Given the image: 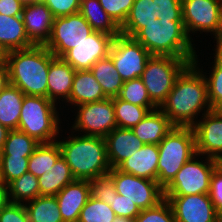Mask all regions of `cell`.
Masks as SVG:
<instances>
[{
  "mask_svg": "<svg viewBox=\"0 0 222 222\" xmlns=\"http://www.w3.org/2000/svg\"><path fill=\"white\" fill-rule=\"evenodd\" d=\"M197 54L177 76L166 101L159 108L175 126H193L198 113L212 108L208 100L205 74L197 66ZM196 116V118H195Z\"/></svg>",
  "mask_w": 222,
  "mask_h": 222,
  "instance_id": "obj_1",
  "label": "cell"
},
{
  "mask_svg": "<svg viewBox=\"0 0 222 222\" xmlns=\"http://www.w3.org/2000/svg\"><path fill=\"white\" fill-rule=\"evenodd\" d=\"M54 57L46 46L36 45L6 53L9 84L25 95L47 97V76Z\"/></svg>",
  "mask_w": 222,
  "mask_h": 222,
  "instance_id": "obj_2",
  "label": "cell"
},
{
  "mask_svg": "<svg viewBox=\"0 0 222 222\" xmlns=\"http://www.w3.org/2000/svg\"><path fill=\"white\" fill-rule=\"evenodd\" d=\"M58 141L61 155L75 179L91 180L111 170L103 137L82 135Z\"/></svg>",
  "mask_w": 222,
  "mask_h": 222,
  "instance_id": "obj_3",
  "label": "cell"
},
{
  "mask_svg": "<svg viewBox=\"0 0 222 222\" xmlns=\"http://www.w3.org/2000/svg\"><path fill=\"white\" fill-rule=\"evenodd\" d=\"M133 38L142 44L152 56H170L194 59L196 56L191 37L183 21L155 19L141 28Z\"/></svg>",
  "mask_w": 222,
  "mask_h": 222,
  "instance_id": "obj_4",
  "label": "cell"
},
{
  "mask_svg": "<svg viewBox=\"0 0 222 222\" xmlns=\"http://www.w3.org/2000/svg\"><path fill=\"white\" fill-rule=\"evenodd\" d=\"M157 182L165 189L181 167L196 154L195 132L191 126H174L158 144Z\"/></svg>",
  "mask_w": 222,
  "mask_h": 222,
  "instance_id": "obj_5",
  "label": "cell"
},
{
  "mask_svg": "<svg viewBox=\"0 0 222 222\" xmlns=\"http://www.w3.org/2000/svg\"><path fill=\"white\" fill-rule=\"evenodd\" d=\"M56 104L48 97L24 95L18 129L39 143L57 141L59 115Z\"/></svg>",
  "mask_w": 222,
  "mask_h": 222,
  "instance_id": "obj_6",
  "label": "cell"
},
{
  "mask_svg": "<svg viewBox=\"0 0 222 222\" xmlns=\"http://www.w3.org/2000/svg\"><path fill=\"white\" fill-rule=\"evenodd\" d=\"M194 59L170 56H151L140 77L148 91L152 103L160 108L172 90L177 76Z\"/></svg>",
  "mask_w": 222,
  "mask_h": 222,
  "instance_id": "obj_7",
  "label": "cell"
},
{
  "mask_svg": "<svg viewBox=\"0 0 222 222\" xmlns=\"http://www.w3.org/2000/svg\"><path fill=\"white\" fill-rule=\"evenodd\" d=\"M198 156L196 153L181 167L164 189V196L209 194L211 176L219 166V161L206 156L207 161L200 162L196 159Z\"/></svg>",
  "mask_w": 222,
  "mask_h": 222,
  "instance_id": "obj_8",
  "label": "cell"
},
{
  "mask_svg": "<svg viewBox=\"0 0 222 222\" xmlns=\"http://www.w3.org/2000/svg\"><path fill=\"white\" fill-rule=\"evenodd\" d=\"M109 174L113 177L117 194L123 195L140 209L157 206L165 199L164 189L157 181L137 177L111 168Z\"/></svg>",
  "mask_w": 222,
  "mask_h": 222,
  "instance_id": "obj_9",
  "label": "cell"
},
{
  "mask_svg": "<svg viewBox=\"0 0 222 222\" xmlns=\"http://www.w3.org/2000/svg\"><path fill=\"white\" fill-rule=\"evenodd\" d=\"M109 56L123 81L140 78L151 53L133 37L118 35Z\"/></svg>",
  "mask_w": 222,
  "mask_h": 222,
  "instance_id": "obj_10",
  "label": "cell"
},
{
  "mask_svg": "<svg viewBox=\"0 0 222 222\" xmlns=\"http://www.w3.org/2000/svg\"><path fill=\"white\" fill-rule=\"evenodd\" d=\"M94 30L78 12L56 17L49 41L45 45L55 57H63L71 48L81 43Z\"/></svg>",
  "mask_w": 222,
  "mask_h": 222,
  "instance_id": "obj_11",
  "label": "cell"
},
{
  "mask_svg": "<svg viewBox=\"0 0 222 222\" xmlns=\"http://www.w3.org/2000/svg\"><path fill=\"white\" fill-rule=\"evenodd\" d=\"M73 130H81L86 136L105 137L117 128L113 98L78 105Z\"/></svg>",
  "mask_w": 222,
  "mask_h": 222,
  "instance_id": "obj_12",
  "label": "cell"
},
{
  "mask_svg": "<svg viewBox=\"0 0 222 222\" xmlns=\"http://www.w3.org/2000/svg\"><path fill=\"white\" fill-rule=\"evenodd\" d=\"M114 38L109 34L93 31L62 58L76 71L90 70L98 60L109 56Z\"/></svg>",
  "mask_w": 222,
  "mask_h": 222,
  "instance_id": "obj_13",
  "label": "cell"
},
{
  "mask_svg": "<svg viewBox=\"0 0 222 222\" xmlns=\"http://www.w3.org/2000/svg\"><path fill=\"white\" fill-rule=\"evenodd\" d=\"M221 4L222 0H182L183 23L188 36L197 31L213 32L216 36Z\"/></svg>",
  "mask_w": 222,
  "mask_h": 222,
  "instance_id": "obj_14",
  "label": "cell"
},
{
  "mask_svg": "<svg viewBox=\"0 0 222 222\" xmlns=\"http://www.w3.org/2000/svg\"><path fill=\"white\" fill-rule=\"evenodd\" d=\"M203 118L192 126L196 153L219 161L222 158V109H205Z\"/></svg>",
  "mask_w": 222,
  "mask_h": 222,
  "instance_id": "obj_15",
  "label": "cell"
},
{
  "mask_svg": "<svg viewBox=\"0 0 222 222\" xmlns=\"http://www.w3.org/2000/svg\"><path fill=\"white\" fill-rule=\"evenodd\" d=\"M176 222H216V210L209 194L164 196Z\"/></svg>",
  "mask_w": 222,
  "mask_h": 222,
  "instance_id": "obj_16",
  "label": "cell"
},
{
  "mask_svg": "<svg viewBox=\"0 0 222 222\" xmlns=\"http://www.w3.org/2000/svg\"><path fill=\"white\" fill-rule=\"evenodd\" d=\"M21 17L30 42L36 46H45L50 39L55 19L50 9L42 1L25 5Z\"/></svg>",
  "mask_w": 222,
  "mask_h": 222,
  "instance_id": "obj_17",
  "label": "cell"
},
{
  "mask_svg": "<svg viewBox=\"0 0 222 222\" xmlns=\"http://www.w3.org/2000/svg\"><path fill=\"white\" fill-rule=\"evenodd\" d=\"M89 180L75 179L67 184L57 195V203L63 222L79 219L80 211L90 197Z\"/></svg>",
  "mask_w": 222,
  "mask_h": 222,
  "instance_id": "obj_18",
  "label": "cell"
},
{
  "mask_svg": "<svg viewBox=\"0 0 222 222\" xmlns=\"http://www.w3.org/2000/svg\"><path fill=\"white\" fill-rule=\"evenodd\" d=\"M107 158L111 168H117L124 160L137 152L144 143L132 129L115 128L105 137Z\"/></svg>",
  "mask_w": 222,
  "mask_h": 222,
  "instance_id": "obj_19",
  "label": "cell"
},
{
  "mask_svg": "<svg viewBox=\"0 0 222 222\" xmlns=\"http://www.w3.org/2000/svg\"><path fill=\"white\" fill-rule=\"evenodd\" d=\"M159 149L156 144H144L117 169L121 172L157 181Z\"/></svg>",
  "mask_w": 222,
  "mask_h": 222,
  "instance_id": "obj_20",
  "label": "cell"
},
{
  "mask_svg": "<svg viewBox=\"0 0 222 222\" xmlns=\"http://www.w3.org/2000/svg\"><path fill=\"white\" fill-rule=\"evenodd\" d=\"M76 70L72 68L63 58L54 57L49 65L47 76V97L56 102L61 97L69 100L73 77Z\"/></svg>",
  "mask_w": 222,
  "mask_h": 222,
  "instance_id": "obj_21",
  "label": "cell"
},
{
  "mask_svg": "<svg viewBox=\"0 0 222 222\" xmlns=\"http://www.w3.org/2000/svg\"><path fill=\"white\" fill-rule=\"evenodd\" d=\"M174 126L170 119L157 108L150 111L132 128V131L144 144L158 145Z\"/></svg>",
  "mask_w": 222,
  "mask_h": 222,
  "instance_id": "obj_22",
  "label": "cell"
},
{
  "mask_svg": "<svg viewBox=\"0 0 222 222\" xmlns=\"http://www.w3.org/2000/svg\"><path fill=\"white\" fill-rule=\"evenodd\" d=\"M34 46L26 35L21 16L0 14V47L8 53Z\"/></svg>",
  "mask_w": 222,
  "mask_h": 222,
  "instance_id": "obj_23",
  "label": "cell"
},
{
  "mask_svg": "<svg viewBox=\"0 0 222 222\" xmlns=\"http://www.w3.org/2000/svg\"><path fill=\"white\" fill-rule=\"evenodd\" d=\"M107 99L101 85L90 70L76 71L73 77L72 90L67 102L75 106Z\"/></svg>",
  "mask_w": 222,
  "mask_h": 222,
  "instance_id": "obj_24",
  "label": "cell"
},
{
  "mask_svg": "<svg viewBox=\"0 0 222 222\" xmlns=\"http://www.w3.org/2000/svg\"><path fill=\"white\" fill-rule=\"evenodd\" d=\"M75 180L69 165L62 155L55 164L38 177L40 195L56 196L67 184Z\"/></svg>",
  "mask_w": 222,
  "mask_h": 222,
  "instance_id": "obj_25",
  "label": "cell"
},
{
  "mask_svg": "<svg viewBox=\"0 0 222 222\" xmlns=\"http://www.w3.org/2000/svg\"><path fill=\"white\" fill-rule=\"evenodd\" d=\"M24 93L11 84L0 92V123L9 130H17Z\"/></svg>",
  "mask_w": 222,
  "mask_h": 222,
  "instance_id": "obj_26",
  "label": "cell"
},
{
  "mask_svg": "<svg viewBox=\"0 0 222 222\" xmlns=\"http://www.w3.org/2000/svg\"><path fill=\"white\" fill-rule=\"evenodd\" d=\"M79 13L94 31H100L114 37L121 34L120 27L105 12L99 0H81Z\"/></svg>",
  "mask_w": 222,
  "mask_h": 222,
  "instance_id": "obj_27",
  "label": "cell"
},
{
  "mask_svg": "<svg viewBox=\"0 0 222 222\" xmlns=\"http://www.w3.org/2000/svg\"><path fill=\"white\" fill-rule=\"evenodd\" d=\"M93 76L101 85L107 98L118 97L123 86V79L115 68L110 56L98 60L91 68Z\"/></svg>",
  "mask_w": 222,
  "mask_h": 222,
  "instance_id": "obj_28",
  "label": "cell"
},
{
  "mask_svg": "<svg viewBox=\"0 0 222 222\" xmlns=\"http://www.w3.org/2000/svg\"><path fill=\"white\" fill-rule=\"evenodd\" d=\"M153 0H134L126 21L120 27L122 35L133 37L141 28L157 19Z\"/></svg>",
  "mask_w": 222,
  "mask_h": 222,
  "instance_id": "obj_29",
  "label": "cell"
},
{
  "mask_svg": "<svg viewBox=\"0 0 222 222\" xmlns=\"http://www.w3.org/2000/svg\"><path fill=\"white\" fill-rule=\"evenodd\" d=\"M24 206L29 222H63L56 196L40 195Z\"/></svg>",
  "mask_w": 222,
  "mask_h": 222,
  "instance_id": "obj_30",
  "label": "cell"
},
{
  "mask_svg": "<svg viewBox=\"0 0 222 222\" xmlns=\"http://www.w3.org/2000/svg\"><path fill=\"white\" fill-rule=\"evenodd\" d=\"M61 156V149L57 141L52 143H40L29 156L28 172L35 177L41 176L55 164Z\"/></svg>",
  "mask_w": 222,
  "mask_h": 222,
  "instance_id": "obj_31",
  "label": "cell"
},
{
  "mask_svg": "<svg viewBox=\"0 0 222 222\" xmlns=\"http://www.w3.org/2000/svg\"><path fill=\"white\" fill-rule=\"evenodd\" d=\"M9 201L21 203L31 201L40 196L38 177L26 172L8 184Z\"/></svg>",
  "mask_w": 222,
  "mask_h": 222,
  "instance_id": "obj_32",
  "label": "cell"
},
{
  "mask_svg": "<svg viewBox=\"0 0 222 222\" xmlns=\"http://www.w3.org/2000/svg\"><path fill=\"white\" fill-rule=\"evenodd\" d=\"M113 105L117 127L123 129H132L151 111L147 107L134 105L119 97L113 98Z\"/></svg>",
  "mask_w": 222,
  "mask_h": 222,
  "instance_id": "obj_33",
  "label": "cell"
},
{
  "mask_svg": "<svg viewBox=\"0 0 222 222\" xmlns=\"http://www.w3.org/2000/svg\"><path fill=\"white\" fill-rule=\"evenodd\" d=\"M40 143L26 133L10 130L1 155L29 157Z\"/></svg>",
  "mask_w": 222,
  "mask_h": 222,
  "instance_id": "obj_34",
  "label": "cell"
},
{
  "mask_svg": "<svg viewBox=\"0 0 222 222\" xmlns=\"http://www.w3.org/2000/svg\"><path fill=\"white\" fill-rule=\"evenodd\" d=\"M118 97L134 105L147 107L151 111L157 109L152 103L141 78L124 81Z\"/></svg>",
  "mask_w": 222,
  "mask_h": 222,
  "instance_id": "obj_35",
  "label": "cell"
},
{
  "mask_svg": "<svg viewBox=\"0 0 222 222\" xmlns=\"http://www.w3.org/2000/svg\"><path fill=\"white\" fill-rule=\"evenodd\" d=\"M115 217L110 205L90 195L80 211L79 220L82 222H113Z\"/></svg>",
  "mask_w": 222,
  "mask_h": 222,
  "instance_id": "obj_36",
  "label": "cell"
},
{
  "mask_svg": "<svg viewBox=\"0 0 222 222\" xmlns=\"http://www.w3.org/2000/svg\"><path fill=\"white\" fill-rule=\"evenodd\" d=\"M29 157L0 155L1 180L8 185L11 181L28 172Z\"/></svg>",
  "mask_w": 222,
  "mask_h": 222,
  "instance_id": "obj_37",
  "label": "cell"
},
{
  "mask_svg": "<svg viewBox=\"0 0 222 222\" xmlns=\"http://www.w3.org/2000/svg\"><path fill=\"white\" fill-rule=\"evenodd\" d=\"M209 78L206 77L208 100L212 109H222V66L214 59Z\"/></svg>",
  "mask_w": 222,
  "mask_h": 222,
  "instance_id": "obj_38",
  "label": "cell"
},
{
  "mask_svg": "<svg viewBox=\"0 0 222 222\" xmlns=\"http://www.w3.org/2000/svg\"><path fill=\"white\" fill-rule=\"evenodd\" d=\"M134 222H176L170 203L164 199L157 206L141 210Z\"/></svg>",
  "mask_w": 222,
  "mask_h": 222,
  "instance_id": "obj_39",
  "label": "cell"
},
{
  "mask_svg": "<svg viewBox=\"0 0 222 222\" xmlns=\"http://www.w3.org/2000/svg\"><path fill=\"white\" fill-rule=\"evenodd\" d=\"M91 196L110 205L113 196L117 195L113 177L108 173L89 180Z\"/></svg>",
  "mask_w": 222,
  "mask_h": 222,
  "instance_id": "obj_40",
  "label": "cell"
},
{
  "mask_svg": "<svg viewBox=\"0 0 222 222\" xmlns=\"http://www.w3.org/2000/svg\"><path fill=\"white\" fill-rule=\"evenodd\" d=\"M105 12L121 27L133 6L134 0H99Z\"/></svg>",
  "mask_w": 222,
  "mask_h": 222,
  "instance_id": "obj_41",
  "label": "cell"
},
{
  "mask_svg": "<svg viewBox=\"0 0 222 222\" xmlns=\"http://www.w3.org/2000/svg\"><path fill=\"white\" fill-rule=\"evenodd\" d=\"M158 19L183 21L182 0H153Z\"/></svg>",
  "mask_w": 222,
  "mask_h": 222,
  "instance_id": "obj_42",
  "label": "cell"
},
{
  "mask_svg": "<svg viewBox=\"0 0 222 222\" xmlns=\"http://www.w3.org/2000/svg\"><path fill=\"white\" fill-rule=\"evenodd\" d=\"M110 207L116 216L135 219L141 210L123 195L117 194L110 201Z\"/></svg>",
  "mask_w": 222,
  "mask_h": 222,
  "instance_id": "obj_43",
  "label": "cell"
},
{
  "mask_svg": "<svg viewBox=\"0 0 222 222\" xmlns=\"http://www.w3.org/2000/svg\"><path fill=\"white\" fill-rule=\"evenodd\" d=\"M53 16L61 17L76 14L80 11L81 0H42Z\"/></svg>",
  "mask_w": 222,
  "mask_h": 222,
  "instance_id": "obj_44",
  "label": "cell"
},
{
  "mask_svg": "<svg viewBox=\"0 0 222 222\" xmlns=\"http://www.w3.org/2000/svg\"><path fill=\"white\" fill-rule=\"evenodd\" d=\"M0 222H29L24 202L23 203L9 202L0 211Z\"/></svg>",
  "mask_w": 222,
  "mask_h": 222,
  "instance_id": "obj_45",
  "label": "cell"
},
{
  "mask_svg": "<svg viewBox=\"0 0 222 222\" xmlns=\"http://www.w3.org/2000/svg\"><path fill=\"white\" fill-rule=\"evenodd\" d=\"M209 196L215 210L222 209V167L220 165L212 173Z\"/></svg>",
  "mask_w": 222,
  "mask_h": 222,
  "instance_id": "obj_46",
  "label": "cell"
},
{
  "mask_svg": "<svg viewBox=\"0 0 222 222\" xmlns=\"http://www.w3.org/2000/svg\"><path fill=\"white\" fill-rule=\"evenodd\" d=\"M24 5L18 0H0V14L21 16Z\"/></svg>",
  "mask_w": 222,
  "mask_h": 222,
  "instance_id": "obj_47",
  "label": "cell"
},
{
  "mask_svg": "<svg viewBox=\"0 0 222 222\" xmlns=\"http://www.w3.org/2000/svg\"><path fill=\"white\" fill-rule=\"evenodd\" d=\"M9 84L8 67L5 62L0 63V92Z\"/></svg>",
  "mask_w": 222,
  "mask_h": 222,
  "instance_id": "obj_48",
  "label": "cell"
},
{
  "mask_svg": "<svg viewBox=\"0 0 222 222\" xmlns=\"http://www.w3.org/2000/svg\"><path fill=\"white\" fill-rule=\"evenodd\" d=\"M8 185L0 183V211L9 203Z\"/></svg>",
  "mask_w": 222,
  "mask_h": 222,
  "instance_id": "obj_49",
  "label": "cell"
},
{
  "mask_svg": "<svg viewBox=\"0 0 222 222\" xmlns=\"http://www.w3.org/2000/svg\"><path fill=\"white\" fill-rule=\"evenodd\" d=\"M9 129L0 123V155L3 153L4 143L7 139Z\"/></svg>",
  "mask_w": 222,
  "mask_h": 222,
  "instance_id": "obj_50",
  "label": "cell"
},
{
  "mask_svg": "<svg viewBox=\"0 0 222 222\" xmlns=\"http://www.w3.org/2000/svg\"><path fill=\"white\" fill-rule=\"evenodd\" d=\"M214 37L216 39V43L222 44V4L220 6L219 28L217 31V35Z\"/></svg>",
  "mask_w": 222,
  "mask_h": 222,
  "instance_id": "obj_51",
  "label": "cell"
},
{
  "mask_svg": "<svg viewBox=\"0 0 222 222\" xmlns=\"http://www.w3.org/2000/svg\"><path fill=\"white\" fill-rule=\"evenodd\" d=\"M215 60L222 66V44L216 43Z\"/></svg>",
  "mask_w": 222,
  "mask_h": 222,
  "instance_id": "obj_52",
  "label": "cell"
},
{
  "mask_svg": "<svg viewBox=\"0 0 222 222\" xmlns=\"http://www.w3.org/2000/svg\"><path fill=\"white\" fill-rule=\"evenodd\" d=\"M113 222H134V219L132 218H127V217H119L116 216L113 220Z\"/></svg>",
  "mask_w": 222,
  "mask_h": 222,
  "instance_id": "obj_53",
  "label": "cell"
},
{
  "mask_svg": "<svg viewBox=\"0 0 222 222\" xmlns=\"http://www.w3.org/2000/svg\"><path fill=\"white\" fill-rule=\"evenodd\" d=\"M18 1L25 6V5H30V4L41 2L42 0H18Z\"/></svg>",
  "mask_w": 222,
  "mask_h": 222,
  "instance_id": "obj_54",
  "label": "cell"
},
{
  "mask_svg": "<svg viewBox=\"0 0 222 222\" xmlns=\"http://www.w3.org/2000/svg\"><path fill=\"white\" fill-rule=\"evenodd\" d=\"M6 59V53L5 51L0 47V63L5 62Z\"/></svg>",
  "mask_w": 222,
  "mask_h": 222,
  "instance_id": "obj_55",
  "label": "cell"
},
{
  "mask_svg": "<svg viewBox=\"0 0 222 222\" xmlns=\"http://www.w3.org/2000/svg\"><path fill=\"white\" fill-rule=\"evenodd\" d=\"M216 222H222V209L216 211Z\"/></svg>",
  "mask_w": 222,
  "mask_h": 222,
  "instance_id": "obj_56",
  "label": "cell"
},
{
  "mask_svg": "<svg viewBox=\"0 0 222 222\" xmlns=\"http://www.w3.org/2000/svg\"><path fill=\"white\" fill-rule=\"evenodd\" d=\"M219 165L222 167V158L219 160Z\"/></svg>",
  "mask_w": 222,
  "mask_h": 222,
  "instance_id": "obj_57",
  "label": "cell"
}]
</instances>
